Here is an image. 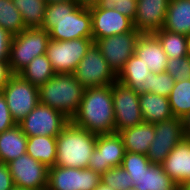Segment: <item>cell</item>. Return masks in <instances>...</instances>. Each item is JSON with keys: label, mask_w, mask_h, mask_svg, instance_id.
<instances>
[{"label": "cell", "mask_w": 190, "mask_h": 190, "mask_svg": "<svg viewBox=\"0 0 190 190\" xmlns=\"http://www.w3.org/2000/svg\"><path fill=\"white\" fill-rule=\"evenodd\" d=\"M41 28L56 41L92 38L91 13L75 1L47 3Z\"/></svg>", "instance_id": "1"}, {"label": "cell", "mask_w": 190, "mask_h": 190, "mask_svg": "<svg viewBox=\"0 0 190 190\" xmlns=\"http://www.w3.org/2000/svg\"><path fill=\"white\" fill-rule=\"evenodd\" d=\"M70 121L96 135L115 133L112 84L85 88L79 109Z\"/></svg>", "instance_id": "2"}, {"label": "cell", "mask_w": 190, "mask_h": 190, "mask_svg": "<svg viewBox=\"0 0 190 190\" xmlns=\"http://www.w3.org/2000/svg\"><path fill=\"white\" fill-rule=\"evenodd\" d=\"M97 135L74 125L71 121L56 137L55 166L88 168V162L96 147Z\"/></svg>", "instance_id": "3"}, {"label": "cell", "mask_w": 190, "mask_h": 190, "mask_svg": "<svg viewBox=\"0 0 190 190\" xmlns=\"http://www.w3.org/2000/svg\"><path fill=\"white\" fill-rule=\"evenodd\" d=\"M84 91L73 74L56 73L39 87L40 103L62 112L71 120L79 109Z\"/></svg>", "instance_id": "4"}, {"label": "cell", "mask_w": 190, "mask_h": 190, "mask_svg": "<svg viewBox=\"0 0 190 190\" xmlns=\"http://www.w3.org/2000/svg\"><path fill=\"white\" fill-rule=\"evenodd\" d=\"M121 167L130 174L136 190H179L163 166L151 164L145 154L125 152Z\"/></svg>", "instance_id": "5"}, {"label": "cell", "mask_w": 190, "mask_h": 190, "mask_svg": "<svg viewBox=\"0 0 190 190\" xmlns=\"http://www.w3.org/2000/svg\"><path fill=\"white\" fill-rule=\"evenodd\" d=\"M49 41V32L43 28H26L15 34L8 61L12 74H18L35 57L46 54Z\"/></svg>", "instance_id": "6"}, {"label": "cell", "mask_w": 190, "mask_h": 190, "mask_svg": "<svg viewBox=\"0 0 190 190\" xmlns=\"http://www.w3.org/2000/svg\"><path fill=\"white\" fill-rule=\"evenodd\" d=\"M1 93L5 97L12 119L18 124L39 103V87L13 74Z\"/></svg>", "instance_id": "7"}, {"label": "cell", "mask_w": 190, "mask_h": 190, "mask_svg": "<svg viewBox=\"0 0 190 190\" xmlns=\"http://www.w3.org/2000/svg\"><path fill=\"white\" fill-rule=\"evenodd\" d=\"M94 43L92 38H78L69 41L50 39L46 55L55 73L73 74L87 50Z\"/></svg>", "instance_id": "8"}, {"label": "cell", "mask_w": 190, "mask_h": 190, "mask_svg": "<svg viewBox=\"0 0 190 190\" xmlns=\"http://www.w3.org/2000/svg\"><path fill=\"white\" fill-rule=\"evenodd\" d=\"M73 75L84 88L108 86L117 81L95 43L87 50Z\"/></svg>", "instance_id": "9"}, {"label": "cell", "mask_w": 190, "mask_h": 190, "mask_svg": "<svg viewBox=\"0 0 190 190\" xmlns=\"http://www.w3.org/2000/svg\"><path fill=\"white\" fill-rule=\"evenodd\" d=\"M69 122L62 112L39 103L18 125L27 137H57Z\"/></svg>", "instance_id": "10"}, {"label": "cell", "mask_w": 190, "mask_h": 190, "mask_svg": "<svg viewBox=\"0 0 190 190\" xmlns=\"http://www.w3.org/2000/svg\"><path fill=\"white\" fill-rule=\"evenodd\" d=\"M139 95L132 88L119 81L112 84L115 133L144 122Z\"/></svg>", "instance_id": "11"}, {"label": "cell", "mask_w": 190, "mask_h": 190, "mask_svg": "<svg viewBox=\"0 0 190 190\" xmlns=\"http://www.w3.org/2000/svg\"><path fill=\"white\" fill-rule=\"evenodd\" d=\"M140 35L141 33L134 28L132 31L98 39L94 42L116 76L126 61L135 54L136 43Z\"/></svg>", "instance_id": "12"}, {"label": "cell", "mask_w": 190, "mask_h": 190, "mask_svg": "<svg viewBox=\"0 0 190 190\" xmlns=\"http://www.w3.org/2000/svg\"><path fill=\"white\" fill-rule=\"evenodd\" d=\"M155 136L147 151L146 156L151 164L161 165L172 149L184 137L182 119L173 117L154 124Z\"/></svg>", "instance_id": "13"}, {"label": "cell", "mask_w": 190, "mask_h": 190, "mask_svg": "<svg viewBox=\"0 0 190 190\" xmlns=\"http://www.w3.org/2000/svg\"><path fill=\"white\" fill-rule=\"evenodd\" d=\"M101 174L89 168L52 166L48 169V186L54 190H95Z\"/></svg>", "instance_id": "14"}, {"label": "cell", "mask_w": 190, "mask_h": 190, "mask_svg": "<svg viewBox=\"0 0 190 190\" xmlns=\"http://www.w3.org/2000/svg\"><path fill=\"white\" fill-rule=\"evenodd\" d=\"M15 187L40 190L48 185V167L27 153L7 163Z\"/></svg>", "instance_id": "15"}, {"label": "cell", "mask_w": 190, "mask_h": 190, "mask_svg": "<svg viewBox=\"0 0 190 190\" xmlns=\"http://www.w3.org/2000/svg\"><path fill=\"white\" fill-rule=\"evenodd\" d=\"M125 148L118 133L97 135L96 147L88 162V168L98 174L105 173L113 167H120Z\"/></svg>", "instance_id": "16"}, {"label": "cell", "mask_w": 190, "mask_h": 190, "mask_svg": "<svg viewBox=\"0 0 190 190\" xmlns=\"http://www.w3.org/2000/svg\"><path fill=\"white\" fill-rule=\"evenodd\" d=\"M91 13L92 39L119 35L134 29L133 21L113 9H104L97 5L89 7Z\"/></svg>", "instance_id": "17"}, {"label": "cell", "mask_w": 190, "mask_h": 190, "mask_svg": "<svg viewBox=\"0 0 190 190\" xmlns=\"http://www.w3.org/2000/svg\"><path fill=\"white\" fill-rule=\"evenodd\" d=\"M170 0H137L134 28L141 34L155 33L163 28Z\"/></svg>", "instance_id": "18"}, {"label": "cell", "mask_w": 190, "mask_h": 190, "mask_svg": "<svg viewBox=\"0 0 190 190\" xmlns=\"http://www.w3.org/2000/svg\"><path fill=\"white\" fill-rule=\"evenodd\" d=\"M135 55L142 59L152 73H161L167 68L168 57L154 33L140 35L136 43Z\"/></svg>", "instance_id": "19"}, {"label": "cell", "mask_w": 190, "mask_h": 190, "mask_svg": "<svg viewBox=\"0 0 190 190\" xmlns=\"http://www.w3.org/2000/svg\"><path fill=\"white\" fill-rule=\"evenodd\" d=\"M164 172L180 186L190 179V140L184 138L167 155L161 164Z\"/></svg>", "instance_id": "20"}, {"label": "cell", "mask_w": 190, "mask_h": 190, "mask_svg": "<svg viewBox=\"0 0 190 190\" xmlns=\"http://www.w3.org/2000/svg\"><path fill=\"white\" fill-rule=\"evenodd\" d=\"M117 81L132 88L136 93H149L151 71L142 59L133 54L117 75Z\"/></svg>", "instance_id": "21"}, {"label": "cell", "mask_w": 190, "mask_h": 190, "mask_svg": "<svg viewBox=\"0 0 190 190\" xmlns=\"http://www.w3.org/2000/svg\"><path fill=\"white\" fill-rule=\"evenodd\" d=\"M125 152L147 154L155 136L154 124L143 122L134 127L121 130Z\"/></svg>", "instance_id": "22"}, {"label": "cell", "mask_w": 190, "mask_h": 190, "mask_svg": "<svg viewBox=\"0 0 190 190\" xmlns=\"http://www.w3.org/2000/svg\"><path fill=\"white\" fill-rule=\"evenodd\" d=\"M139 104L144 122L155 124L174 117L167 97L155 93H141Z\"/></svg>", "instance_id": "23"}, {"label": "cell", "mask_w": 190, "mask_h": 190, "mask_svg": "<svg viewBox=\"0 0 190 190\" xmlns=\"http://www.w3.org/2000/svg\"><path fill=\"white\" fill-rule=\"evenodd\" d=\"M28 137L16 124L0 134V159L5 164L26 153Z\"/></svg>", "instance_id": "24"}, {"label": "cell", "mask_w": 190, "mask_h": 190, "mask_svg": "<svg viewBox=\"0 0 190 190\" xmlns=\"http://www.w3.org/2000/svg\"><path fill=\"white\" fill-rule=\"evenodd\" d=\"M163 29L186 36L190 34V0H170Z\"/></svg>", "instance_id": "25"}, {"label": "cell", "mask_w": 190, "mask_h": 190, "mask_svg": "<svg viewBox=\"0 0 190 190\" xmlns=\"http://www.w3.org/2000/svg\"><path fill=\"white\" fill-rule=\"evenodd\" d=\"M56 148V137L32 136L28 137L26 153L49 168L55 166Z\"/></svg>", "instance_id": "26"}, {"label": "cell", "mask_w": 190, "mask_h": 190, "mask_svg": "<svg viewBox=\"0 0 190 190\" xmlns=\"http://www.w3.org/2000/svg\"><path fill=\"white\" fill-rule=\"evenodd\" d=\"M55 74L46 54L35 57L18 73L21 78L38 87L45 84Z\"/></svg>", "instance_id": "27"}, {"label": "cell", "mask_w": 190, "mask_h": 190, "mask_svg": "<svg viewBox=\"0 0 190 190\" xmlns=\"http://www.w3.org/2000/svg\"><path fill=\"white\" fill-rule=\"evenodd\" d=\"M21 13L26 28H41L47 2L45 0H12Z\"/></svg>", "instance_id": "28"}, {"label": "cell", "mask_w": 190, "mask_h": 190, "mask_svg": "<svg viewBox=\"0 0 190 190\" xmlns=\"http://www.w3.org/2000/svg\"><path fill=\"white\" fill-rule=\"evenodd\" d=\"M168 100L174 117L182 119L190 113V80L175 81Z\"/></svg>", "instance_id": "29"}, {"label": "cell", "mask_w": 190, "mask_h": 190, "mask_svg": "<svg viewBox=\"0 0 190 190\" xmlns=\"http://www.w3.org/2000/svg\"><path fill=\"white\" fill-rule=\"evenodd\" d=\"M162 44L168 58L187 56V36L173 33L163 28L154 33Z\"/></svg>", "instance_id": "30"}, {"label": "cell", "mask_w": 190, "mask_h": 190, "mask_svg": "<svg viewBox=\"0 0 190 190\" xmlns=\"http://www.w3.org/2000/svg\"><path fill=\"white\" fill-rule=\"evenodd\" d=\"M0 26L13 35L26 29L21 13L12 0H0Z\"/></svg>", "instance_id": "31"}, {"label": "cell", "mask_w": 190, "mask_h": 190, "mask_svg": "<svg viewBox=\"0 0 190 190\" xmlns=\"http://www.w3.org/2000/svg\"><path fill=\"white\" fill-rule=\"evenodd\" d=\"M101 183L115 190H126L133 187L130 174L120 167H113L101 174Z\"/></svg>", "instance_id": "32"}, {"label": "cell", "mask_w": 190, "mask_h": 190, "mask_svg": "<svg viewBox=\"0 0 190 190\" xmlns=\"http://www.w3.org/2000/svg\"><path fill=\"white\" fill-rule=\"evenodd\" d=\"M165 71L175 81L190 80V58H168Z\"/></svg>", "instance_id": "33"}, {"label": "cell", "mask_w": 190, "mask_h": 190, "mask_svg": "<svg viewBox=\"0 0 190 190\" xmlns=\"http://www.w3.org/2000/svg\"><path fill=\"white\" fill-rule=\"evenodd\" d=\"M175 80L166 72L152 73L149 93H155L164 97L169 96L174 87Z\"/></svg>", "instance_id": "34"}, {"label": "cell", "mask_w": 190, "mask_h": 190, "mask_svg": "<svg viewBox=\"0 0 190 190\" xmlns=\"http://www.w3.org/2000/svg\"><path fill=\"white\" fill-rule=\"evenodd\" d=\"M16 125L12 119L5 97L0 92V134Z\"/></svg>", "instance_id": "35"}, {"label": "cell", "mask_w": 190, "mask_h": 190, "mask_svg": "<svg viewBox=\"0 0 190 190\" xmlns=\"http://www.w3.org/2000/svg\"><path fill=\"white\" fill-rule=\"evenodd\" d=\"M13 37L11 32L0 26V61H9Z\"/></svg>", "instance_id": "36"}, {"label": "cell", "mask_w": 190, "mask_h": 190, "mask_svg": "<svg viewBox=\"0 0 190 190\" xmlns=\"http://www.w3.org/2000/svg\"><path fill=\"white\" fill-rule=\"evenodd\" d=\"M137 0H118L114 9L134 21L136 15Z\"/></svg>", "instance_id": "37"}, {"label": "cell", "mask_w": 190, "mask_h": 190, "mask_svg": "<svg viewBox=\"0 0 190 190\" xmlns=\"http://www.w3.org/2000/svg\"><path fill=\"white\" fill-rule=\"evenodd\" d=\"M14 187L8 165L0 162V190H12Z\"/></svg>", "instance_id": "38"}, {"label": "cell", "mask_w": 190, "mask_h": 190, "mask_svg": "<svg viewBox=\"0 0 190 190\" xmlns=\"http://www.w3.org/2000/svg\"><path fill=\"white\" fill-rule=\"evenodd\" d=\"M8 61H0V92L12 76Z\"/></svg>", "instance_id": "39"}, {"label": "cell", "mask_w": 190, "mask_h": 190, "mask_svg": "<svg viewBox=\"0 0 190 190\" xmlns=\"http://www.w3.org/2000/svg\"><path fill=\"white\" fill-rule=\"evenodd\" d=\"M184 137L190 140V113L182 118Z\"/></svg>", "instance_id": "40"}, {"label": "cell", "mask_w": 190, "mask_h": 190, "mask_svg": "<svg viewBox=\"0 0 190 190\" xmlns=\"http://www.w3.org/2000/svg\"><path fill=\"white\" fill-rule=\"evenodd\" d=\"M117 1L118 0H100L97 6L104 9H113Z\"/></svg>", "instance_id": "41"}, {"label": "cell", "mask_w": 190, "mask_h": 190, "mask_svg": "<svg viewBox=\"0 0 190 190\" xmlns=\"http://www.w3.org/2000/svg\"><path fill=\"white\" fill-rule=\"evenodd\" d=\"M78 5L84 7H91L97 5L100 0H74Z\"/></svg>", "instance_id": "42"}, {"label": "cell", "mask_w": 190, "mask_h": 190, "mask_svg": "<svg viewBox=\"0 0 190 190\" xmlns=\"http://www.w3.org/2000/svg\"><path fill=\"white\" fill-rule=\"evenodd\" d=\"M179 190H190V179L184 181L180 186Z\"/></svg>", "instance_id": "43"}, {"label": "cell", "mask_w": 190, "mask_h": 190, "mask_svg": "<svg viewBox=\"0 0 190 190\" xmlns=\"http://www.w3.org/2000/svg\"><path fill=\"white\" fill-rule=\"evenodd\" d=\"M95 190H115V189L109 187V186L106 185V184L100 183V184L98 185V187H97Z\"/></svg>", "instance_id": "44"}, {"label": "cell", "mask_w": 190, "mask_h": 190, "mask_svg": "<svg viewBox=\"0 0 190 190\" xmlns=\"http://www.w3.org/2000/svg\"><path fill=\"white\" fill-rule=\"evenodd\" d=\"M187 56L190 58V34L187 36Z\"/></svg>", "instance_id": "45"}, {"label": "cell", "mask_w": 190, "mask_h": 190, "mask_svg": "<svg viewBox=\"0 0 190 190\" xmlns=\"http://www.w3.org/2000/svg\"><path fill=\"white\" fill-rule=\"evenodd\" d=\"M47 3H55V2H64V1H74V0H45Z\"/></svg>", "instance_id": "46"}, {"label": "cell", "mask_w": 190, "mask_h": 190, "mask_svg": "<svg viewBox=\"0 0 190 190\" xmlns=\"http://www.w3.org/2000/svg\"><path fill=\"white\" fill-rule=\"evenodd\" d=\"M40 190H54V189H52L50 186L46 185L43 188H41Z\"/></svg>", "instance_id": "47"}, {"label": "cell", "mask_w": 190, "mask_h": 190, "mask_svg": "<svg viewBox=\"0 0 190 190\" xmlns=\"http://www.w3.org/2000/svg\"><path fill=\"white\" fill-rule=\"evenodd\" d=\"M12 190H29V189H22V188L14 187Z\"/></svg>", "instance_id": "48"}, {"label": "cell", "mask_w": 190, "mask_h": 190, "mask_svg": "<svg viewBox=\"0 0 190 190\" xmlns=\"http://www.w3.org/2000/svg\"><path fill=\"white\" fill-rule=\"evenodd\" d=\"M126 190H136L134 187H132V188H129V189H126Z\"/></svg>", "instance_id": "49"}]
</instances>
